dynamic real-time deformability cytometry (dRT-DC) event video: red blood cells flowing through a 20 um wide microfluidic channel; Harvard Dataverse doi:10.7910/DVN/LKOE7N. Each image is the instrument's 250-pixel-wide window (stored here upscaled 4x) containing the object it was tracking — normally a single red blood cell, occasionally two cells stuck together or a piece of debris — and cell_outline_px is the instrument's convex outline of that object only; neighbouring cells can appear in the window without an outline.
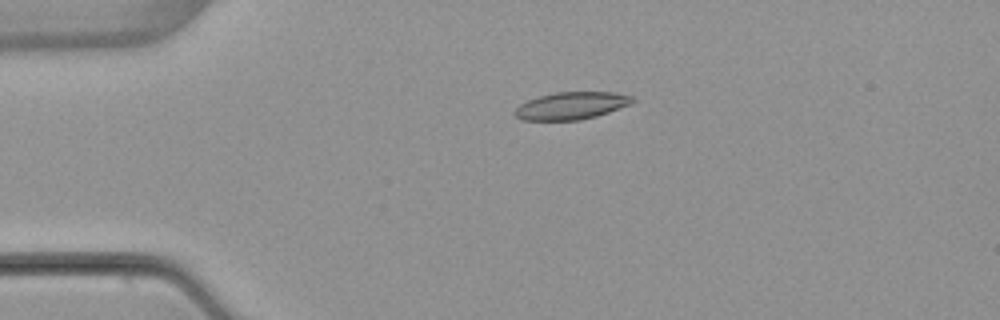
{"species": "common noctule bat (a hibernating species)", "species_latin": "Nyctalus noctula", "temperature_condition": "warm", "stored_images_in_passage": 5, "camera_frame_rate_fps": 3000, "um_per_image_px": 0.085, "animal": {"sex": "female", "body_mass_g": 22.7, "forearm_length_mm": 54.2}, "frame": {"image": 1, "passage_image": 4, "time_ms": 3.667, "image_size_px": [1000, 320], "cell_outline_px": [[636, 100], [632, 104], [596, 116], [580, 120], [520, 120], [512, 112], [520, 104], [528, 100], [540, 96], [556, 92], [616, 92], [632, 96]], "centroid_in_image_um": [48.58, 8.98], "position_along_channel_um": 36.4, "area_um2": 18.84}}